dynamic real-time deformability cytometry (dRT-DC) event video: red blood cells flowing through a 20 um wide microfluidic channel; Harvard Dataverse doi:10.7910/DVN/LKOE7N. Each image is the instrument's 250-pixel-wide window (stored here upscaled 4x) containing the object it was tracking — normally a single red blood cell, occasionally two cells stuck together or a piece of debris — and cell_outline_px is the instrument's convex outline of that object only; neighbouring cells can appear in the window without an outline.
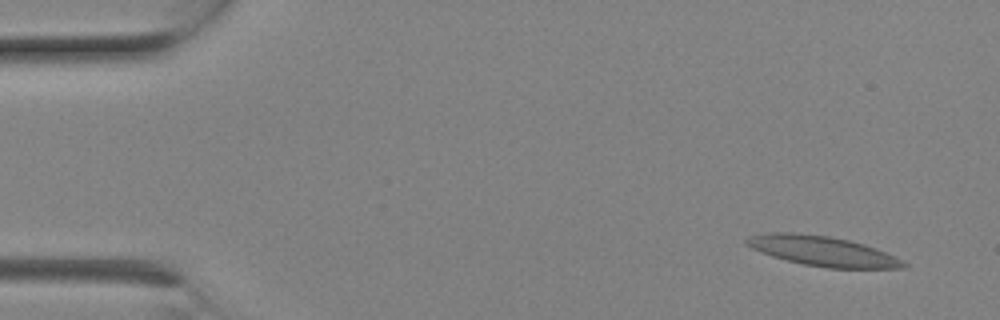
{"species": "Egyptian fruit bat (a non-hibernating species)", "species_latin": "Rousettus aegyptiacus", "temperature_condition": "room temperature", "stored_images_in_passage": 8, "camera_frame_rate_fps": 3000, "um_per_image_px": 0.085, "animal": {"sex": "female"}, "frame": {"image": 1, "passage_image": 2, "time_ms": 0.333, "image_size_px": [1000, 320], "cell_outline_px": [[908, 264], [904, 268], [828, 268], [804, 264], [772, 256], [760, 252], [744, 244], [744, 240], [748, 236], [768, 232], [792, 232], [828, 236], [848, 240], [864, 244], [876, 248]], "centroid_in_image_um": [69.85, 21.33], "position_along_channel_um": 15.2, "area_um2": 27.11}}
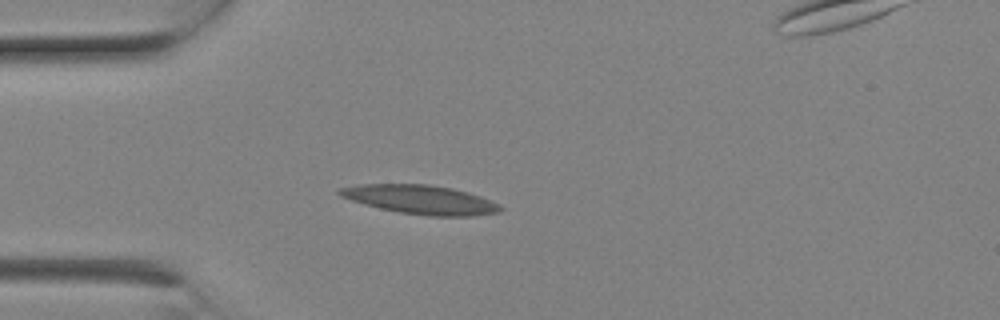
{"frame": {"image": 2, "passage_image": 6, "time_ms": 1.667, "image_size_px": [1000, 320], "cell_outline_px": [[504, 208], [500, 212], [472, 216], [428, 216], [400, 212], [380, 208], [364, 204], [340, 196], [336, 192], [340, 188], [360, 184], [428, 184], [452, 188], [468, 192], [480, 196], [500, 204]], "centroid_in_image_um": [35.77, 16.96], "position_along_channel_um": 49.2, "area_um2": 27.11}}
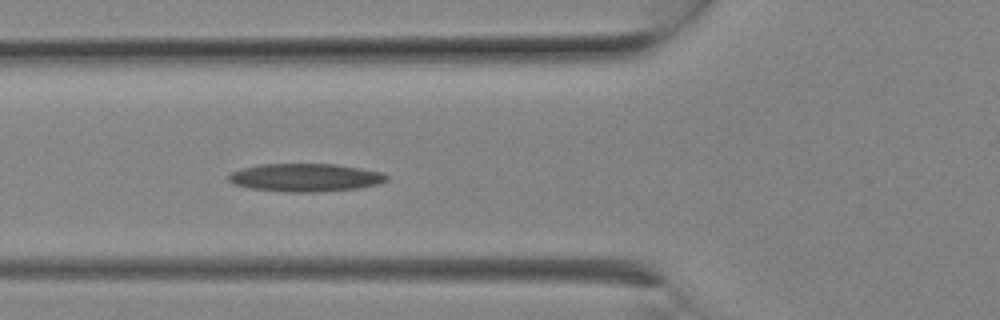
{"frame": {"image": 3, "passage_image": 8, "time_ms": 2.333, "image_size_px": [1000, 320], "cell_outline_px": [[388, 180], [376, 184], [360, 188], [320, 192], [288, 192], [248, 188], [232, 184], [228, 180], [228, 176], [232, 172], [240, 168], [260, 164], [336, 164], [360, 168], [380, 172], [388, 176]], "centroid_in_image_um": [25.92, 15.09], "position_along_channel_um": 99.9, "area_um2": 25.95}}